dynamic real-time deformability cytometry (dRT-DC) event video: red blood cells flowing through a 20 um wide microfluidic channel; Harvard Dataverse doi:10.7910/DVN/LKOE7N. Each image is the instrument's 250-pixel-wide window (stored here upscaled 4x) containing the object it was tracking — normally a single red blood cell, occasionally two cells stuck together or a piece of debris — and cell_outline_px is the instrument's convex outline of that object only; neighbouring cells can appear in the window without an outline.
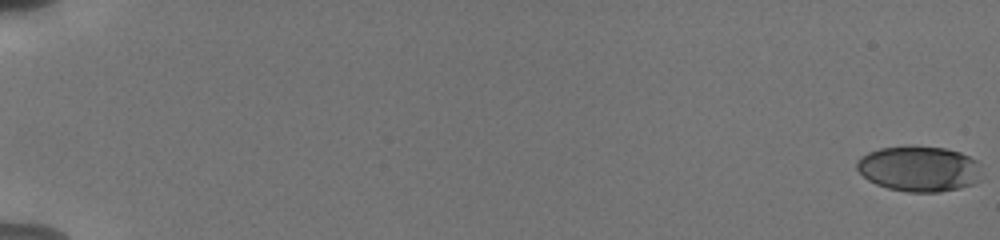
{"species": "human", "species_latin": "Homo sapiens", "temperature_condition": "cold", "stored_images_in_passage": 57, "camera_frame_rate_fps": 3000, "um_per_image_px": 0.085, "donor": {"sex": "male"}, "frame": {"image": 1, "passage_image": 1, "time_ms": 0.0, "image_size_px": [1000, 240], "cell_outline_px": [[980, 164], [976, 180], [972, 184], [960, 188], [940, 192], [908, 192], [888, 188], [876, 184], [868, 180], [856, 168], [856, 160], [860, 156], [868, 152], [880, 148], [904, 144], [944, 148], [960, 152], [976, 160]], "centroid_in_image_um": [78.06, 14.32], "position_along_channel_um": 6.9, "area_um2": 33.35}}
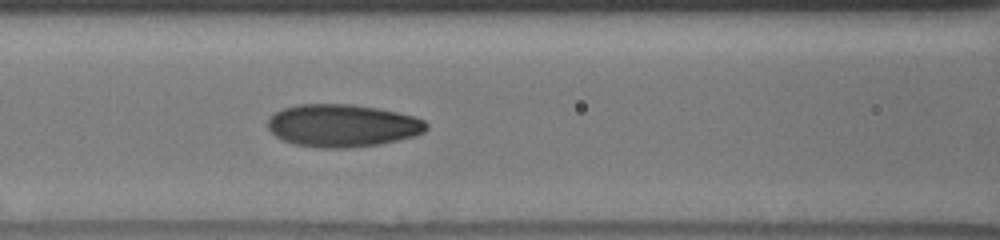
{"frame": {"image": 2, "passage_image": 28, "time_ms": 9.0, "image_size_px": [1000, 240], "cell_outline_px": [[428, 128], [424, 132], [416, 136], [400, 140], [380, 144], [348, 148], [320, 148], [292, 144], [276, 136], [268, 128], [268, 120], [276, 112], [284, 108], [296, 104], [352, 104], [376, 108], [396, 112], [412, 116], [424, 120], [428, 124]], "centroid_in_image_um": [29.13, 10.68], "position_along_channel_um": 137.5, "area_um2": 39.48}}
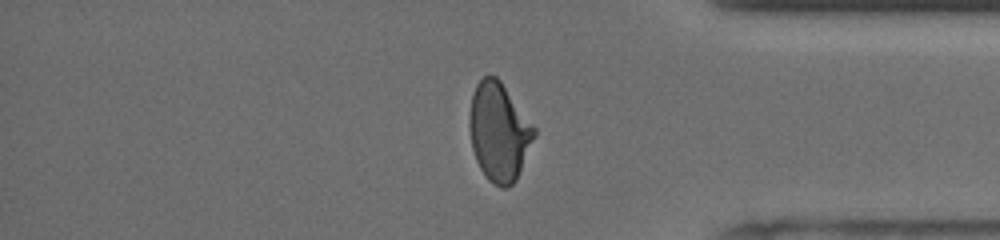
{"frame": {"image": 3, "passage_image": 49, "time_ms": 16.0, "image_size_px": [1000, 240], "cell_outline_px": [[536, 136], [516, 180], [508, 188], [500, 188], [492, 184], [488, 180], [480, 168], [476, 160], [472, 148], [468, 124], [468, 120], [472, 96], [476, 84], [484, 76], [496, 76], [500, 80], [536, 128]], "centroid_in_image_um": [42.41, 11.23], "position_along_channel_um": 392.8, "area_um2": 37.28}, "authors_computed_cell_mechanics": {"area_um2": 36.6452, "velocity_mm_per_s": 3.8129, "shape_relaxation_time_tau1_ms": 4.5747, "shape_relaxation_time_tau2_ms": 1.3224, "deformation_change_tau1": 0.1615, "deformation_change_tau2": 0.0716}}